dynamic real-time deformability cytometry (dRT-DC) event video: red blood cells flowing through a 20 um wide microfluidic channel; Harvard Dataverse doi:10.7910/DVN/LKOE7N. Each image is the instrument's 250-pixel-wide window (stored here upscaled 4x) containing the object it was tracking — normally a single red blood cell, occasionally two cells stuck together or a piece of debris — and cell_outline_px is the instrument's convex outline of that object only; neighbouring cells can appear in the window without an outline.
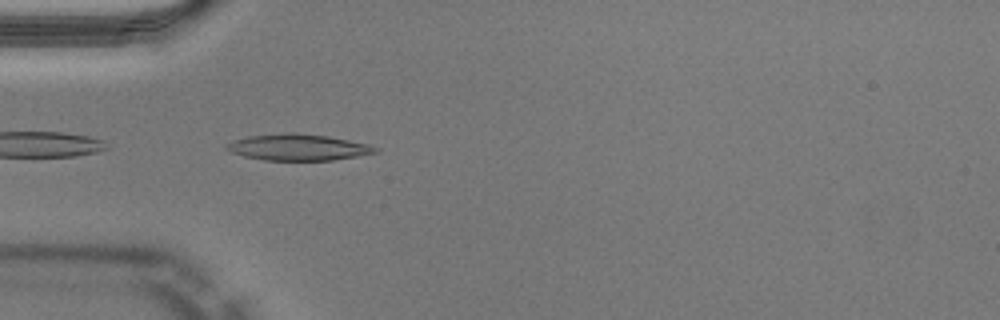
{"species": "Egyptian fruit bat (a non-hibernating species)", "species_latin": "Rousettus aegyptiacus", "temperature_condition": "warm", "stored_images_in_passage": 10, "camera_frame_rate_fps": 3000, "um_per_image_px": 0.085, "animal": {"sex": "male"}, "frame": {"image": 1, "passage_image": 1, "time_ms": 0.0, "image_size_px": [1000, 320], "cell_outline_px": [[380, 152], [332, 160], [264, 160], [244, 156], [232, 152], [224, 148], [224, 144], [232, 140], [248, 136], [292, 132], [328, 136], [368, 144], [380, 148]], "centroid_in_image_um": [25.33, 12.51], "position_along_channel_um": 59.7, "area_um2": 22.83}}